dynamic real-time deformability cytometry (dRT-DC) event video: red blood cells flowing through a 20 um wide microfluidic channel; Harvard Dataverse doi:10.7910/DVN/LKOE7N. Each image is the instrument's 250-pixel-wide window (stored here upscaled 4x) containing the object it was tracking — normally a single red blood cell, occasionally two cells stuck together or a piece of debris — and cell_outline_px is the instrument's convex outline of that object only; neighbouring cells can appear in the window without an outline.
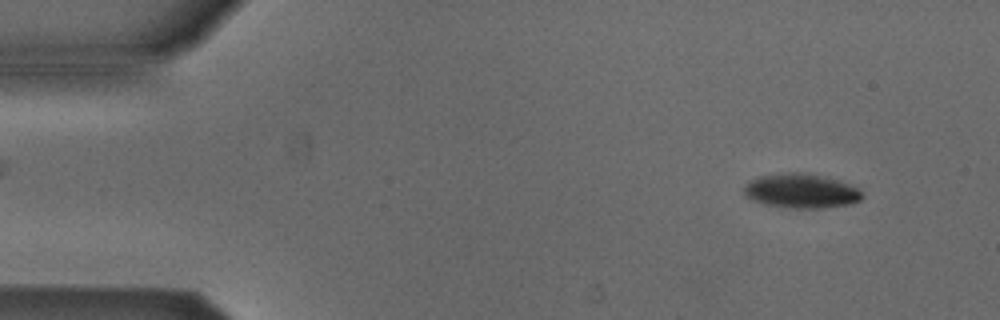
{"species": "Egyptian fruit bat (a non-hibernating species)", "species_latin": "Rousettus aegyptiacus", "temperature_condition": "cold", "stored_images_in_passage": 3, "camera_frame_rate_fps": 3000, "um_per_image_px": 0.085, "animal": {"sex": "male"}, "frame": {"image": 1, "passage_image": 1, "time_ms": 0.0, "image_size_px": [1000, 320], "cell_outline_px": [[864, 196], [860, 200], [848, 204], [820, 208], [796, 208], [764, 204], [752, 200], [744, 192], [744, 188], [748, 180], [756, 176], [792, 172], [796, 172], [824, 176], [848, 184], [856, 188]], "centroid_in_image_um": [68.05, 16.22], "position_along_channel_um": 16.9, "area_um2": 23.35}}